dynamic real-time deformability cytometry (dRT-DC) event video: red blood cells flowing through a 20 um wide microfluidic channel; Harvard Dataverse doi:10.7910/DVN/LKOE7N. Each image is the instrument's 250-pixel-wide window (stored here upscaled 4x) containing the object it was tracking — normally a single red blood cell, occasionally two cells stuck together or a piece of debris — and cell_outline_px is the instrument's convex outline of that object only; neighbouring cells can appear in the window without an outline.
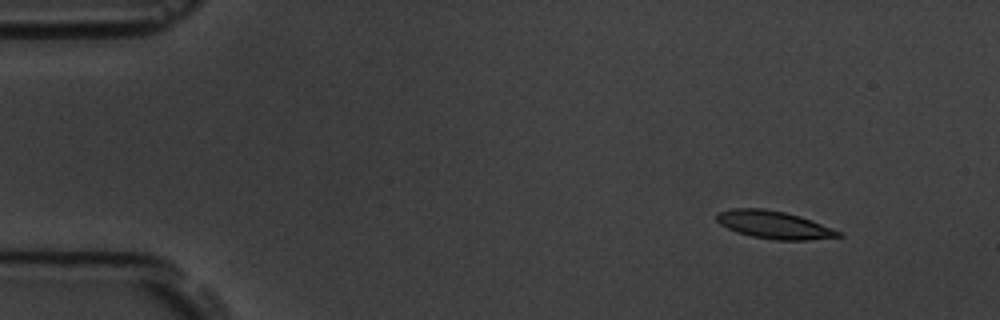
{"species": "common noctule bat (a hibernating species)", "species_latin": "Nyctalus noctula", "temperature_condition": "room temperature", "stored_images_in_passage": 5, "camera_frame_rate_fps": 3000, "um_per_image_px": 0.085, "animal": {"sex": "male", "body_mass_g": 19.5, "forearm_length_mm": 54.6}, "frame": {"image": 1, "passage_image": 2, "time_ms": 1.333, "image_size_px": [1000, 320], "cell_outline_px": [[844, 236], [808, 240], [776, 240], [752, 236], [736, 232], [720, 224], [716, 220], [716, 212], [732, 208], [764, 208], [784, 212], [800, 216], [844, 232]], "centroid_in_image_um": [65.8, 19.1], "position_along_channel_um": 19.2, "area_um2": 19.83}}
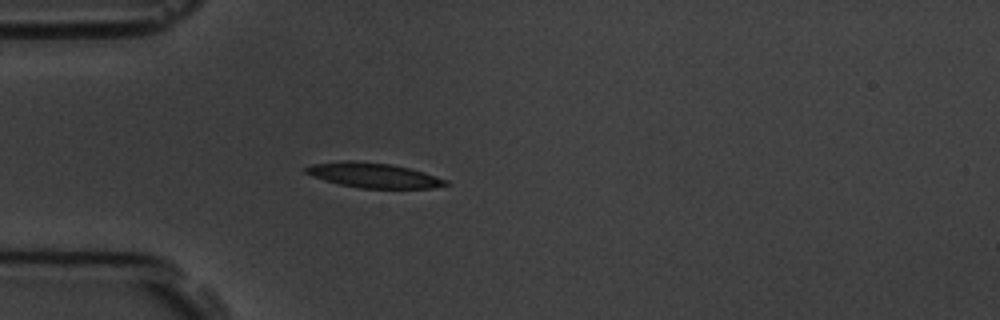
{"frame": {"image": 2, "passage_image": 5, "time_ms": 4.667, "image_size_px": [1000, 320], "cell_outline_px": [[452, 184], [432, 188], [360, 188], [340, 184], [324, 180], [312, 176], [304, 172], [304, 168], [312, 164], [344, 160], [352, 160], [392, 164], [424, 172], [448, 180]], "centroid_in_image_um": [31.76, 14.89], "position_along_channel_um": 53.2, "area_um2": 20.35}}